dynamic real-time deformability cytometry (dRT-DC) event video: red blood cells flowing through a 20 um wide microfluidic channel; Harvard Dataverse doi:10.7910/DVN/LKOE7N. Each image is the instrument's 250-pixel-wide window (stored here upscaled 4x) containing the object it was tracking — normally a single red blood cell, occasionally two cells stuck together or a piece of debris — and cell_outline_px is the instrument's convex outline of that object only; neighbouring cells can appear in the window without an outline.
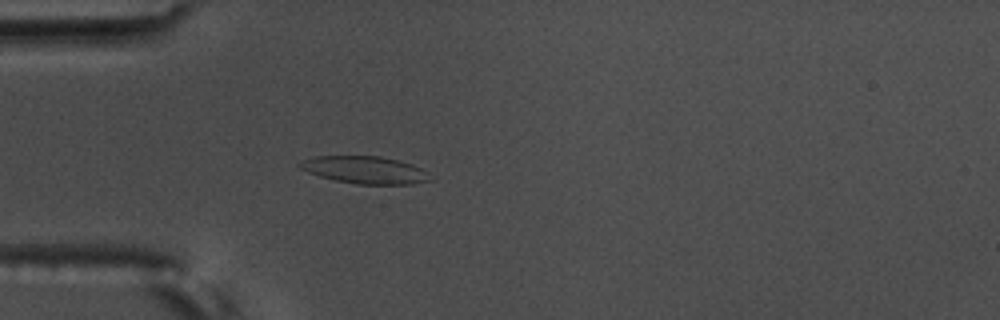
{"species": "common noctule bat (a hibernating species)", "species_latin": "Nyctalus noctula", "temperature_condition": "warm", "stored_images_in_passage": 43, "camera_frame_rate_fps": 3000, "um_per_image_px": 0.085, "animal": {"sex": "male", "body_mass_g": 17.5, "forearm_length_mm": 52.3}, "frame": {"image": 1, "passage_image": 2, "time_ms": 0.333, "image_size_px": [1000, 320], "cell_outline_px": [[436, 180], [412, 184], [356, 184], [336, 180], [320, 176], [308, 172], [300, 168], [296, 164], [304, 160], [316, 156], [380, 156], [412, 164], [428, 172]], "centroid_in_image_um": [31.07, 14.45], "position_along_channel_um": 53.9, "area_um2": 20.81}}
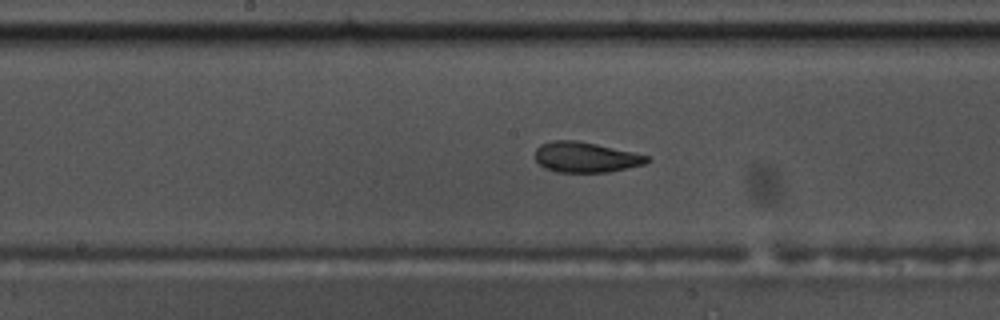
{"frame": {"image": 2, "passage_image": 15, "time_ms": 4.667, "image_size_px": [1000, 320], "cell_outline_px": [[652, 160], [644, 164], [628, 168], [608, 172], [556, 172], [544, 168], [536, 160], [536, 148], [540, 144], [552, 140], [576, 140], [596, 144], [632, 152], [648, 156]], "centroid_in_image_um": [49.77, 13.36], "position_along_channel_um": 198.4, "area_um2": 19.77}}
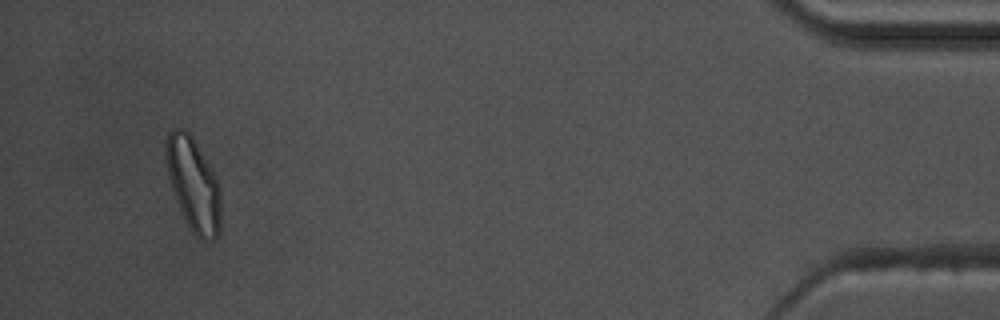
{"frame": {"image": 3, "passage_image": 40, "time_ms": 13.0, "image_size_px": [1000, 320], "cell_outline_px": [[220, 232], [216, 240], [200, 240], [192, 232], [180, 208], [172, 188], [168, 176], [164, 160], [164, 140], [168, 132], [172, 128], [184, 128], [192, 136], [220, 184]], "centroid_in_image_um": [16.42, 15.64], "position_along_channel_um": 418.8, "area_um2": 30.06}, "authors_computed_cell_mechanics": {"area_um2": 20.3456, "velocity_mm_per_s": 3.5286, "shape_relaxation_time_tau1_ms": null, "shape_relaxation_time_tau2_ms": 1.9288, "deformation_change_tau1": null, "deformation_change_tau2": 0.0781}}